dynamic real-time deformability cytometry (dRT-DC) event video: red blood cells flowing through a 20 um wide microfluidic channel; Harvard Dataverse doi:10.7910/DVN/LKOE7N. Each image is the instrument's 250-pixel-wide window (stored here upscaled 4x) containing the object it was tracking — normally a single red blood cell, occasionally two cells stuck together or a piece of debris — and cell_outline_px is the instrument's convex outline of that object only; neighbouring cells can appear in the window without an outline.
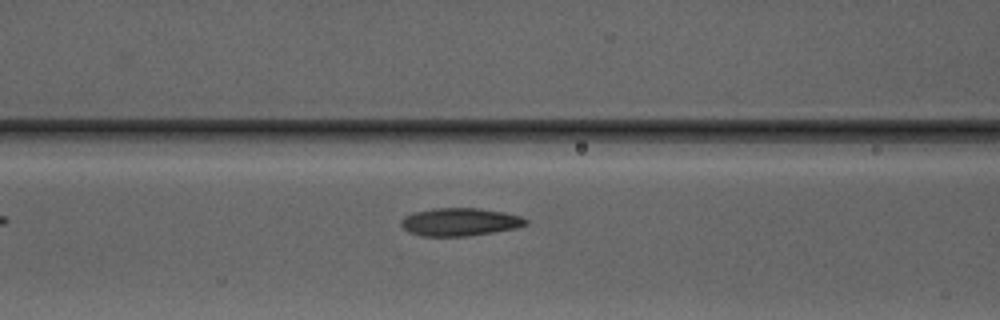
{"species": "Egyptian fruit bat (a non-hibernating species)", "species_latin": "Rousettus aegyptiacus", "temperature_condition": "warm", "stored_images_in_passage": 3, "camera_frame_rate_fps": 3000, "um_per_image_px": 0.085, "animal": {"sex": "male"}, "frame": {"image": 1, "passage_image": 3, "time_ms": 2.333, "image_size_px": [1000, 320], "cell_outline_px": [[528, 224], [516, 228], [468, 236], [424, 236], [408, 232], [400, 224], [400, 220], [404, 216], [416, 212], [432, 208], [476, 208], [504, 212], [520, 216], [528, 220]], "centroid_in_image_um": [39.08, 18.86], "position_along_channel_um": 127.5, "area_um2": 20.23}}